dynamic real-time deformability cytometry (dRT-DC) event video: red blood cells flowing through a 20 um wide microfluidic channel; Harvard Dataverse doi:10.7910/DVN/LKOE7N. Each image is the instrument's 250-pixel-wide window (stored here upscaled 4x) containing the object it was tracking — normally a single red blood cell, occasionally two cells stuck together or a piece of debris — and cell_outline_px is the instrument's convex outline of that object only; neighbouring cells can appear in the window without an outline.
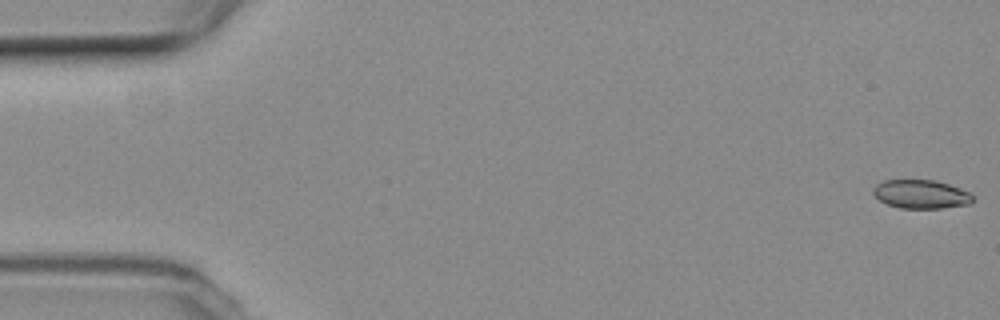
{"species": "common noctule bat (a hibernating species)", "species_latin": "Nyctalus noctula", "temperature_condition": "room temperature", "stored_images_in_passage": 29, "camera_frame_rate_fps": 3000, "um_per_image_px": 0.085, "animal": {"sex": "female", "body_mass_g": 19.3, "forearm_length_mm": 54.1}, "frame": {"image": 1, "passage_image": 1, "time_ms": 0.0, "image_size_px": [1000, 320], "cell_outline_px": [[972, 200], [968, 204], [940, 208], [900, 208], [888, 204], [880, 200], [872, 192], [872, 188], [876, 184], [884, 180], [936, 180], [960, 188], [968, 192], [972, 196]], "centroid_in_image_um": [78.25, 16.49], "position_along_channel_um": 6.8, "area_um2": 16.47}}
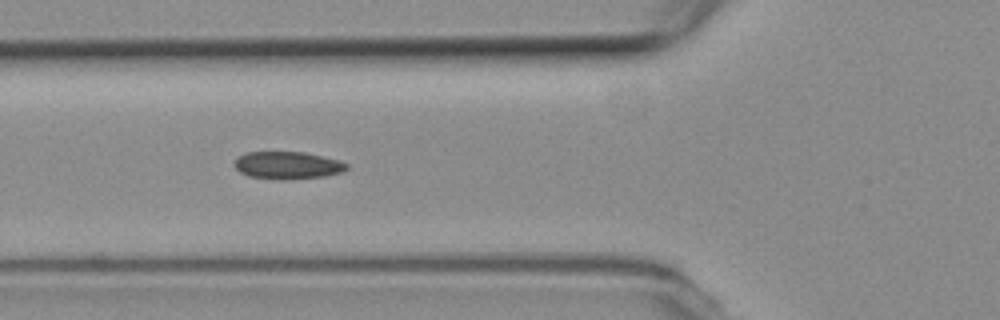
{"frame": {"image": 2, "passage_image": 20, "time_ms": 6.333, "image_size_px": [1000, 320], "cell_outline_px": [[348, 168], [344, 172], [324, 176], [280, 180], [248, 176], [240, 172], [232, 164], [240, 156], [248, 152], [304, 152], [340, 160], [348, 164]], "centroid_in_image_um": [24.46, 14.05], "position_along_channel_um": 101.3, "area_um2": 17.98}}
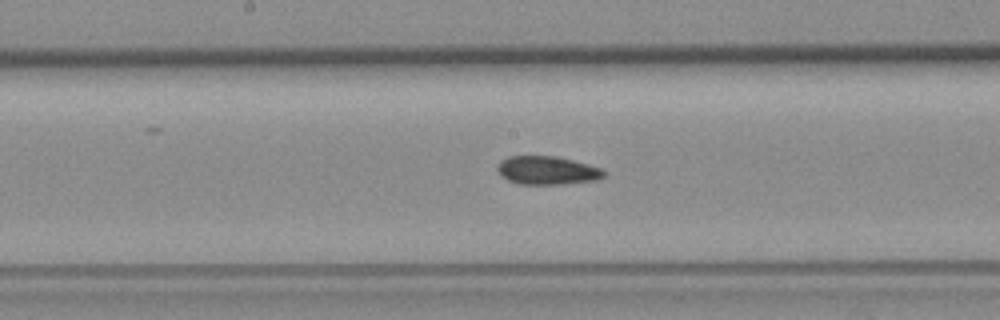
{"frame": {"image": 3, "passage_image": 28, "time_ms": 9.0, "image_size_px": [1000, 320], "cell_outline_px": [[604, 176], [596, 180], [560, 184], [520, 184], [508, 180], [500, 176], [496, 168], [500, 160], [508, 156], [556, 156], [588, 164], [600, 168], [604, 172]], "centroid_in_image_um": [46.45, 14.48], "position_along_channel_um": 201.7, "area_um2": 17.57}}